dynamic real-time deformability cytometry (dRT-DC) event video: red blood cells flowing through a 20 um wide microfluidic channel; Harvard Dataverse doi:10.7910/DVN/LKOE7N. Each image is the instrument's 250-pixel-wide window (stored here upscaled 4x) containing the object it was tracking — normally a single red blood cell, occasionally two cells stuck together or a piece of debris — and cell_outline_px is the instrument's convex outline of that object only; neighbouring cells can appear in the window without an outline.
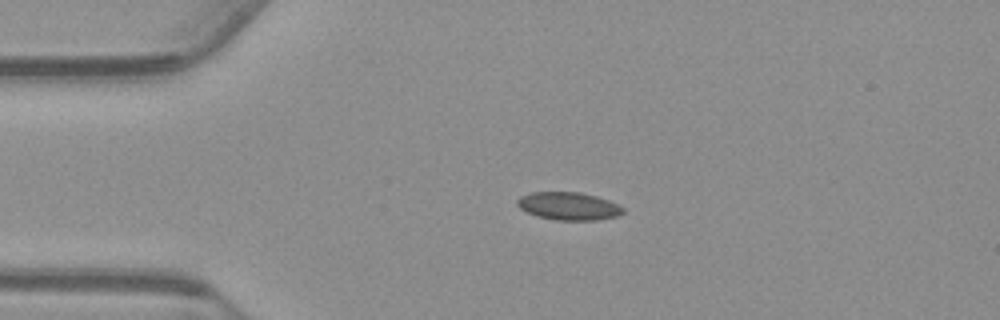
{"species": "common noctule bat (a hibernating species)", "species_latin": "Nyctalus noctula", "temperature_condition": "warm", "stored_images_in_passage": 44, "camera_frame_rate_fps": 3000, "um_per_image_px": 0.085, "animal": {"sex": "male", "body_mass_g": 23.1, "forearm_length_mm": 52.7}, "frame": {"image": 1, "passage_image": 1, "time_ms": 0.0, "image_size_px": [1000, 320], "cell_outline_px": [[624, 212], [620, 216], [596, 220], [556, 220], [536, 216], [520, 208], [516, 204], [516, 200], [520, 196], [532, 192], [580, 192], [596, 196], [608, 200], [624, 208]], "centroid_in_image_um": [48.33, 17.52], "position_along_channel_um": 36.7, "area_um2": 17.22}}
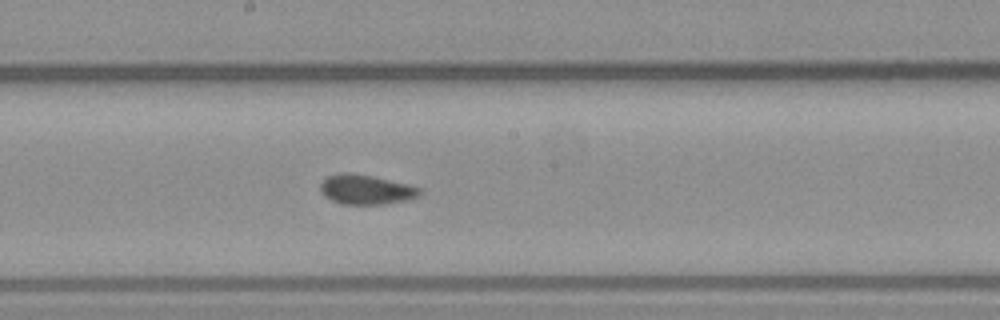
{"frame": {"image": 2, "passage_image": 18, "time_ms": 5.667, "image_size_px": [1000, 320], "cell_outline_px": [[424, 192], [420, 196], [388, 204], [340, 204], [324, 196], [320, 188], [320, 184], [328, 176], [340, 172], [352, 172], [372, 176], [408, 184], [424, 188]], "centroid_in_image_um": [31.15, 16.11], "position_along_channel_um": 217.0, "area_um2": 17.4}}
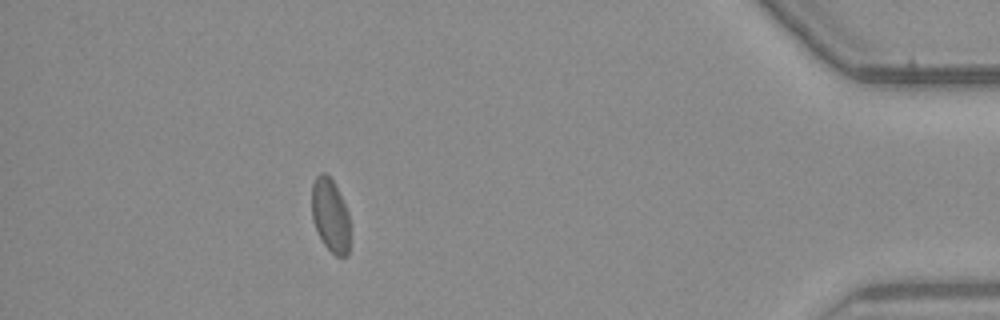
{"frame": {"image": 3, "passage_image": 38, "time_ms": 12.333, "image_size_px": [1000, 320], "cell_outline_px": [[348, 256], [336, 256], [324, 244], [316, 228], [312, 216], [312, 184], [316, 176], [320, 172], [324, 172], [332, 180], [348, 212]], "centroid_in_image_um": [28.06, 18.29], "position_along_channel_um": 407.1, "area_um2": 15.9}, "authors_computed_cell_mechanics": {"area_um2": 17.1377, "velocity_mm_per_s": 3.7234, "shape_relaxation_time_tau1_ms": 10.2433, "shape_relaxation_time_tau2_ms": 0.9676, "deformation_change_tau1": 0.1057, "deformation_change_tau2": 0.0298}}